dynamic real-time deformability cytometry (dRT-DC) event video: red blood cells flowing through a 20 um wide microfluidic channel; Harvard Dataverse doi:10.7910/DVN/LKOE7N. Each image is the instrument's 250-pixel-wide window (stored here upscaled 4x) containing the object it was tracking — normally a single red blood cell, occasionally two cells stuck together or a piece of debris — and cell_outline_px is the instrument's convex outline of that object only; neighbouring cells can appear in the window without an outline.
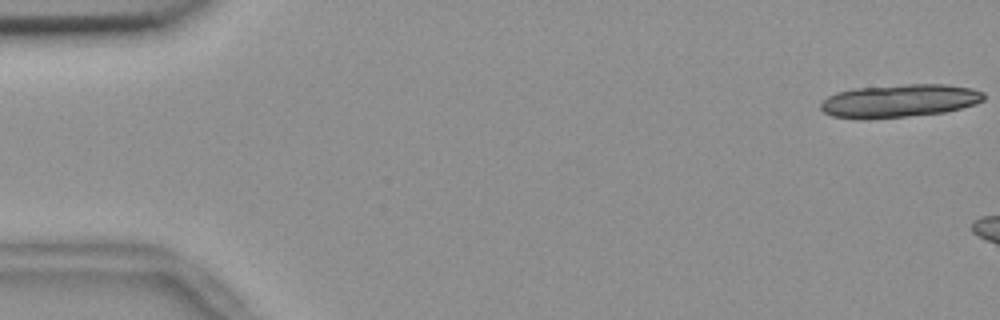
{"species": "common noctule bat (a hibernating species)", "species_latin": "Nyctalus noctula", "temperature_condition": "room temperature", "stored_images_in_passage": 6, "camera_frame_rate_fps": 3000, "um_per_image_px": 0.085, "animal": {"sex": "female", "body_mass_g": 18.4}, "frame": {"image": 1, "passage_image": 1, "time_ms": 0.0, "image_size_px": [1000, 320], "cell_outline_px": [[984, 100], [976, 104], [944, 112], [908, 116], [864, 120], [860, 120], [832, 116], [824, 112], [820, 108], [820, 104], [828, 96], [836, 92], [856, 88], [904, 84], [948, 84], [972, 88], [984, 92]], "centroid_in_image_um": [76.44, 8.57], "position_along_channel_um": 8.6, "area_um2": 31.67}}